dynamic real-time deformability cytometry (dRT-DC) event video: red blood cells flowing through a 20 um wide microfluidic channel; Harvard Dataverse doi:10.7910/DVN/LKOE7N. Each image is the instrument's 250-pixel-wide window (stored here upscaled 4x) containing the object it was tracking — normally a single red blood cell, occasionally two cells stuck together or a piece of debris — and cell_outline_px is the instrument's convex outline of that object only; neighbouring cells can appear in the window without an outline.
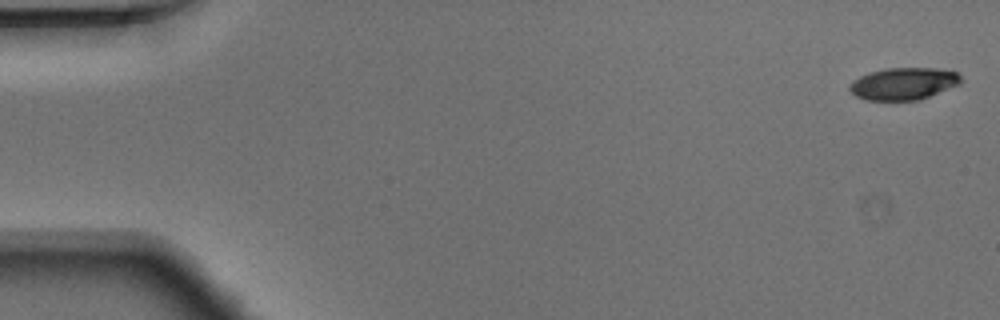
{"species": "Egyptian fruit bat (a non-hibernating species)", "species_latin": "Rousettus aegyptiacus", "temperature_condition": "warm", "stored_images_in_passage": 48, "camera_frame_rate_fps": 3000, "um_per_image_px": 0.085, "animal": {"sex": "male"}, "frame": {"image": 1, "passage_image": 1, "time_ms": 0.0, "image_size_px": [1000, 320], "cell_outline_px": [[960, 84], [920, 100], [864, 100], [856, 96], [848, 88], [852, 80], [860, 76], [884, 68], [936, 68], [956, 72], [960, 76]], "centroid_in_image_um": [76.78, 7.12], "position_along_channel_um": 8.2, "area_um2": 20.81}}
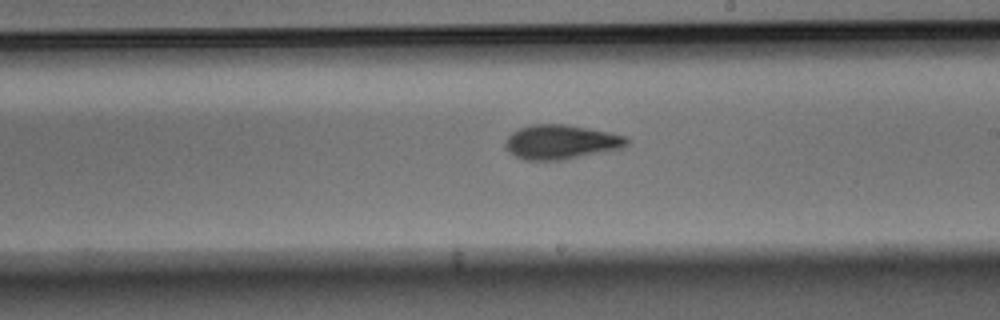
{"frame": {"image": 2, "passage_image": 28, "time_ms": 9.0, "image_size_px": [1000, 320], "cell_outline_px": [[628, 144], [624, 148], [564, 160], [524, 160], [508, 152], [504, 144], [504, 140], [512, 132], [520, 128], [532, 124], [568, 124], [612, 132], [624, 136], [628, 140]], "centroid_in_image_um": [47.69, 12.07], "position_along_channel_um": 241.3, "area_um2": 24.68}}
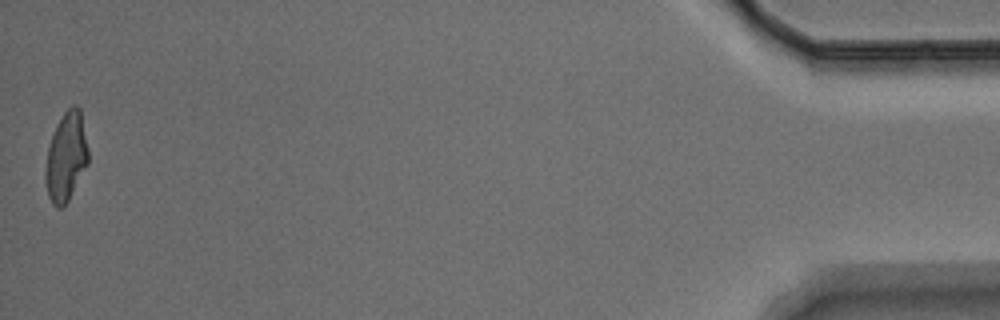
{"frame": {"image": 3, "passage_image": 48, "time_ms": 15.667, "image_size_px": [1000, 320], "cell_outline_px": [[88, 164], [68, 200], [60, 208], [56, 208], [52, 204], [48, 196], [44, 180], [44, 172], [48, 148], [52, 136], [64, 112], [72, 104], [76, 104], [80, 108], [88, 148]], "centroid_in_image_um": [5.62, 13.35], "position_along_channel_um": 429.6, "area_um2": 22.08}}